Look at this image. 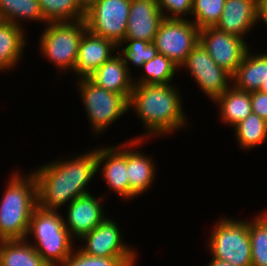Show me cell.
<instances>
[{
  "label": "cell",
  "instance_id": "obj_1",
  "mask_svg": "<svg viewBox=\"0 0 267 266\" xmlns=\"http://www.w3.org/2000/svg\"><path fill=\"white\" fill-rule=\"evenodd\" d=\"M32 170L37 185V205L59 210L75 198L90 193L89 183L97 172V148L62 160L49 161Z\"/></svg>",
  "mask_w": 267,
  "mask_h": 266
},
{
  "label": "cell",
  "instance_id": "obj_2",
  "mask_svg": "<svg viewBox=\"0 0 267 266\" xmlns=\"http://www.w3.org/2000/svg\"><path fill=\"white\" fill-rule=\"evenodd\" d=\"M182 101L176 83L134 84L128 108L134 110L146 131L133 139L149 141L150 137L170 136L180 128H188Z\"/></svg>",
  "mask_w": 267,
  "mask_h": 266
},
{
  "label": "cell",
  "instance_id": "obj_3",
  "mask_svg": "<svg viewBox=\"0 0 267 266\" xmlns=\"http://www.w3.org/2000/svg\"><path fill=\"white\" fill-rule=\"evenodd\" d=\"M16 171L9 176L0 201V240L25 239L33 210L38 206L34 175Z\"/></svg>",
  "mask_w": 267,
  "mask_h": 266
},
{
  "label": "cell",
  "instance_id": "obj_4",
  "mask_svg": "<svg viewBox=\"0 0 267 266\" xmlns=\"http://www.w3.org/2000/svg\"><path fill=\"white\" fill-rule=\"evenodd\" d=\"M59 212L37 206L26 234V238L32 237L34 243L30 244L49 266H59L74 250L73 243H77L64 225L63 214Z\"/></svg>",
  "mask_w": 267,
  "mask_h": 266
},
{
  "label": "cell",
  "instance_id": "obj_5",
  "mask_svg": "<svg viewBox=\"0 0 267 266\" xmlns=\"http://www.w3.org/2000/svg\"><path fill=\"white\" fill-rule=\"evenodd\" d=\"M43 27L38 41L40 53L58 72H74L79 44L87 30L85 21L48 22Z\"/></svg>",
  "mask_w": 267,
  "mask_h": 266
},
{
  "label": "cell",
  "instance_id": "obj_6",
  "mask_svg": "<svg viewBox=\"0 0 267 266\" xmlns=\"http://www.w3.org/2000/svg\"><path fill=\"white\" fill-rule=\"evenodd\" d=\"M207 239L211 258L234 266H252L248 220L223 217L218 219Z\"/></svg>",
  "mask_w": 267,
  "mask_h": 266
},
{
  "label": "cell",
  "instance_id": "obj_7",
  "mask_svg": "<svg viewBox=\"0 0 267 266\" xmlns=\"http://www.w3.org/2000/svg\"><path fill=\"white\" fill-rule=\"evenodd\" d=\"M86 111L92 134L98 135L129 112L128 100L122 95L97 86L90 79L75 82Z\"/></svg>",
  "mask_w": 267,
  "mask_h": 266
},
{
  "label": "cell",
  "instance_id": "obj_8",
  "mask_svg": "<svg viewBox=\"0 0 267 266\" xmlns=\"http://www.w3.org/2000/svg\"><path fill=\"white\" fill-rule=\"evenodd\" d=\"M131 0H96L85 10L87 29L117 46L124 41Z\"/></svg>",
  "mask_w": 267,
  "mask_h": 266
},
{
  "label": "cell",
  "instance_id": "obj_9",
  "mask_svg": "<svg viewBox=\"0 0 267 266\" xmlns=\"http://www.w3.org/2000/svg\"><path fill=\"white\" fill-rule=\"evenodd\" d=\"M200 29L191 19H163L153 43L158 53L166 56L179 68L199 43Z\"/></svg>",
  "mask_w": 267,
  "mask_h": 266
},
{
  "label": "cell",
  "instance_id": "obj_10",
  "mask_svg": "<svg viewBox=\"0 0 267 266\" xmlns=\"http://www.w3.org/2000/svg\"><path fill=\"white\" fill-rule=\"evenodd\" d=\"M181 68L190 72L210 101L232 85V75L216 64L200 42L188 54Z\"/></svg>",
  "mask_w": 267,
  "mask_h": 266
},
{
  "label": "cell",
  "instance_id": "obj_11",
  "mask_svg": "<svg viewBox=\"0 0 267 266\" xmlns=\"http://www.w3.org/2000/svg\"><path fill=\"white\" fill-rule=\"evenodd\" d=\"M199 42L216 64L232 76L250 48L244 38L220 31L215 27L200 29Z\"/></svg>",
  "mask_w": 267,
  "mask_h": 266
},
{
  "label": "cell",
  "instance_id": "obj_12",
  "mask_svg": "<svg viewBox=\"0 0 267 266\" xmlns=\"http://www.w3.org/2000/svg\"><path fill=\"white\" fill-rule=\"evenodd\" d=\"M117 221L106 217L91 232L78 241L84 244L78 247L83 253L101 257H138L136 249L124 242Z\"/></svg>",
  "mask_w": 267,
  "mask_h": 266
},
{
  "label": "cell",
  "instance_id": "obj_13",
  "mask_svg": "<svg viewBox=\"0 0 267 266\" xmlns=\"http://www.w3.org/2000/svg\"><path fill=\"white\" fill-rule=\"evenodd\" d=\"M104 197L99 196L97 198L88 193L75 198L66 205V218H63L64 225L74 240L77 241L91 232L107 217L104 213L105 206L102 203Z\"/></svg>",
  "mask_w": 267,
  "mask_h": 266
},
{
  "label": "cell",
  "instance_id": "obj_14",
  "mask_svg": "<svg viewBox=\"0 0 267 266\" xmlns=\"http://www.w3.org/2000/svg\"><path fill=\"white\" fill-rule=\"evenodd\" d=\"M102 147H97V170L102 172L101 175L108 185V190H112L120 199L130 201V184L126 169V141L119 145Z\"/></svg>",
  "mask_w": 267,
  "mask_h": 266
},
{
  "label": "cell",
  "instance_id": "obj_15",
  "mask_svg": "<svg viewBox=\"0 0 267 266\" xmlns=\"http://www.w3.org/2000/svg\"><path fill=\"white\" fill-rule=\"evenodd\" d=\"M118 46L88 29L84 32L79 44L77 60L74 68L76 78L89 79L103 63L118 52ZM115 51V52H114Z\"/></svg>",
  "mask_w": 267,
  "mask_h": 266
},
{
  "label": "cell",
  "instance_id": "obj_16",
  "mask_svg": "<svg viewBox=\"0 0 267 266\" xmlns=\"http://www.w3.org/2000/svg\"><path fill=\"white\" fill-rule=\"evenodd\" d=\"M145 141L131 138L126 142V169L130 184V200L150 190L155 181V161L142 150H138L140 144L142 145Z\"/></svg>",
  "mask_w": 267,
  "mask_h": 266
},
{
  "label": "cell",
  "instance_id": "obj_17",
  "mask_svg": "<svg viewBox=\"0 0 267 266\" xmlns=\"http://www.w3.org/2000/svg\"><path fill=\"white\" fill-rule=\"evenodd\" d=\"M163 19L156 0H131L124 39L153 42Z\"/></svg>",
  "mask_w": 267,
  "mask_h": 266
},
{
  "label": "cell",
  "instance_id": "obj_18",
  "mask_svg": "<svg viewBox=\"0 0 267 266\" xmlns=\"http://www.w3.org/2000/svg\"><path fill=\"white\" fill-rule=\"evenodd\" d=\"M258 0H226L216 29L246 38V35L257 26Z\"/></svg>",
  "mask_w": 267,
  "mask_h": 266
},
{
  "label": "cell",
  "instance_id": "obj_19",
  "mask_svg": "<svg viewBox=\"0 0 267 266\" xmlns=\"http://www.w3.org/2000/svg\"><path fill=\"white\" fill-rule=\"evenodd\" d=\"M89 79L103 89L122 94L129 101L134 85L133 76L118 53L96 69Z\"/></svg>",
  "mask_w": 267,
  "mask_h": 266
},
{
  "label": "cell",
  "instance_id": "obj_20",
  "mask_svg": "<svg viewBox=\"0 0 267 266\" xmlns=\"http://www.w3.org/2000/svg\"><path fill=\"white\" fill-rule=\"evenodd\" d=\"M267 80V52L253 53L250 48L245 53L236 73L232 76V85L247 92L259 91Z\"/></svg>",
  "mask_w": 267,
  "mask_h": 266
},
{
  "label": "cell",
  "instance_id": "obj_21",
  "mask_svg": "<svg viewBox=\"0 0 267 266\" xmlns=\"http://www.w3.org/2000/svg\"><path fill=\"white\" fill-rule=\"evenodd\" d=\"M25 27L0 21V72L17 68L26 48Z\"/></svg>",
  "mask_w": 267,
  "mask_h": 266
},
{
  "label": "cell",
  "instance_id": "obj_22",
  "mask_svg": "<svg viewBox=\"0 0 267 266\" xmlns=\"http://www.w3.org/2000/svg\"><path fill=\"white\" fill-rule=\"evenodd\" d=\"M212 102L219 107V120L228 126H235L252 113L250 92L231 85Z\"/></svg>",
  "mask_w": 267,
  "mask_h": 266
},
{
  "label": "cell",
  "instance_id": "obj_23",
  "mask_svg": "<svg viewBox=\"0 0 267 266\" xmlns=\"http://www.w3.org/2000/svg\"><path fill=\"white\" fill-rule=\"evenodd\" d=\"M31 240H0V266H49L30 244Z\"/></svg>",
  "mask_w": 267,
  "mask_h": 266
},
{
  "label": "cell",
  "instance_id": "obj_24",
  "mask_svg": "<svg viewBox=\"0 0 267 266\" xmlns=\"http://www.w3.org/2000/svg\"><path fill=\"white\" fill-rule=\"evenodd\" d=\"M24 20L48 23L41 13L38 0H0V21L22 27Z\"/></svg>",
  "mask_w": 267,
  "mask_h": 266
},
{
  "label": "cell",
  "instance_id": "obj_25",
  "mask_svg": "<svg viewBox=\"0 0 267 266\" xmlns=\"http://www.w3.org/2000/svg\"><path fill=\"white\" fill-rule=\"evenodd\" d=\"M236 143L241 150H253L267 141V121L255 113H251L234 127ZM251 148V149H250Z\"/></svg>",
  "mask_w": 267,
  "mask_h": 266
},
{
  "label": "cell",
  "instance_id": "obj_26",
  "mask_svg": "<svg viewBox=\"0 0 267 266\" xmlns=\"http://www.w3.org/2000/svg\"><path fill=\"white\" fill-rule=\"evenodd\" d=\"M141 70V75L133 78V84H173L172 80L180 68L166 56L157 53L143 64Z\"/></svg>",
  "mask_w": 267,
  "mask_h": 266
},
{
  "label": "cell",
  "instance_id": "obj_27",
  "mask_svg": "<svg viewBox=\"0 0 267 266\" xmlns=\"http://www.w3.org/2000/svg\"><path fill=\"white\" fill-rule=\"evenodd\" d=\"M259 213L248 219L252 266H267V210Z\"/></svg>",
  "mask_w": 267,
  "mask_h": 266
},
{
  "label": "cell",
  "instance_id": "obj_28",
  "mask_svg": "<svg viewBox=\"0 0 267 266\" xmlns=\"http://www.w3.org/2000/svg\"><path fill=\"white\" fill-rule=\"evenodd\" d=\"M47 22L82 21L85 11L75 0H38Z\"/></svg>",
  "mask_w": 267,
  "mask_h": 266
},
{
  "label": "cell",
  "instance_id": "obj_29",
  "mask_svg": "<svg viewBox=\"0 0 267 266\" xmlns=\"http://www.w3.org/2000/svg\"><path fill=\"white\" fill-rule=\"evenodd\" d=\"M122 47L123 49H121ZM118 49L122 50L120 52L118 51V54L127 65V69L131 75L133 74L129 64L136 66L140 70L144 63L154 58L158 53L153 42L136 39H124V41L118 45Z\"/></svg>",
  "mask_w": 267,
  "mask_h": 266
},
{
  "label": "cell",
  "instance_id": "obj_30",
  "mask_svg": "<svg viewBox=\"0 0 267 266\" xmlns=\"http://www.w3.org/2000/svg\"><path fill=\"white\" fill-rule=\"evenodd\" d=\"M76 248L59 266H136L138 260L137 257L92 256Z\"/></svg>",
  "mask_w": 267,
  "mask_h": 266
},
{
  "label": "cell",
  "instance_id": "obj_31",
  "mask_svg": "<svg viewBox=\"0 0 267 266\" xmlns=\"http://www.w3.org/2000/svg\"><path fill=\"white\" fill-rule=\"evenodd\" d=\"M226 0H193L191 15L199 28L214 27L219 21Z\"/></svg>",
  "mask_w": 267,
  "mask_h": 266
},
{
  "label": "cell",
  "instance_id": "obj_32",
  "mask_svg": "<svg viewBox=\"0 0 267 266\" xmlns=\"http://www.w3.org/2000/svg\"><path fill=\"white\" fill-rule=\"evenodd\" d=\"M156 2L165 19H187L193 9V0H156Z\"/></svg>",
  "mask_w": 267,
  "mask_h": 266
},
{
  "label": "cell",
  "instance_id": "obj_33",
  "mask_svg": "<svg viewBox=\"0 0 267 266\" xmlns=\"http://www.w3.org/2000/svg\"><path fill=\"white\" fill-rule=\"evenodd\" d=\"M252 113L267 121V94L261 91L250 92Z\"/></svg>",
  "mask_w": 267,
  "mask_h": 266
},
{
  "label": "cell",
  "instance_id": "obj_34",
  "mask_svg": "<svg viewBox=\"0 0 267 266\" xmlns=\"http://www.w3.org/2000/svg\"><path fill=\"white\" fill-rule=\"evenodd\" d=\"M264 23L267 27V0H258L257 24Z\"/></svg>",
  "mask_w": 267,
  "mask_h": 266
},
{
  "label": "cell",
  "instance_id": "obj_35",
  "mask_svg": "<svg viewBox=\"0 0 267 266\" xmlns=\"http://www.w3.org/2000/svg\"><path fill=\"white\" fill-rule=\"evenodd\" d=\"M211 261L207 264V266H234L230 262L222 261L219 259L212 258Z\"/></svg>",
  "mask_w": 267,
  "mask_h": 266
},
{
  "label": "cell",
  "instance_id": "obj_36",
  "mask_svg": "<svg viewBox=\"0 0 267 266\" xmlns=\"http://www.w3.org/2000/svg\"><path fill=\"white\" fill-rule=\"evenodd\" d=\"M79 6L85 11L87 10L96 0H75Z\"/></svg>",
  "mask_w": 267,
  "mask_h": 266
},
{
  "label": "cell",
  "instance_id": "obj_37",
  "mask_svg": "<svg viewBox=\"0 0 267 266\" xmlns=\"http://www.w3.org/2000/svg\"><path fill=\"white\" fill-rule=\"evenodd\" d=\"M259 91L267 94V80L262 83Z\"/></svg>",
  "mask_w": 267,
  "mask_h": 266
}]
</instances>
